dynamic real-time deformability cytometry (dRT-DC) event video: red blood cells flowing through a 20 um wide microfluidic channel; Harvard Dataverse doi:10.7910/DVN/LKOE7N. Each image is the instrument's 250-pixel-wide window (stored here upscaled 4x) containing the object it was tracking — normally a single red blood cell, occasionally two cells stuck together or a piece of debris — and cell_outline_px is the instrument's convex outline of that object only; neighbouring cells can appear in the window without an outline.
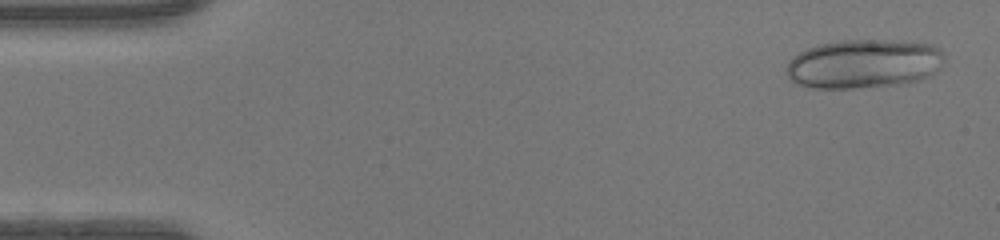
{"species": "human", "species_latin": "Homo sapiens", "temperature_condition": "warm", "stored_images_in_passage": 46, "camera_frame_rate_fps": 3000, "um_per_image_px": 0.085, "donor": {"sex": "female"}, "frame": {"image": 1, "passage_image": 2, "time_ms": 0.333, "image_size_px": [1000, 240], "cell_outline_px": [[944, 64], [936, 72], [928, 76], [916, 80], [900, 84], [852, 88], [816, 88], [796, 84], [788, 76], [788, 60], [792, 56], [816, 44], [840, 40], [884, 40], [932, 44], [940, 48], [944, 52]], "centroid_in_image_um": [73.44, 5.41], "position_along_channel_um": 11.6, "area_um2": 45.2}}
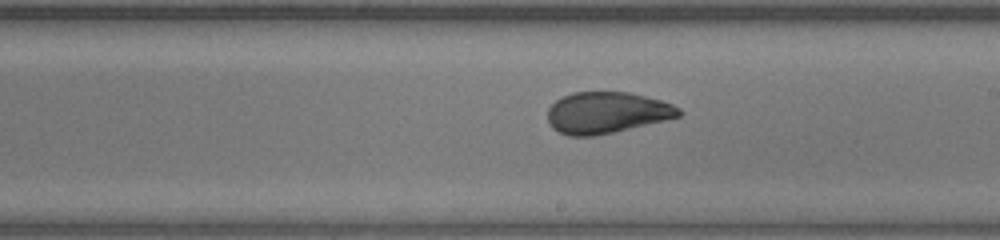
{"frame": {"image": 2, "passage_image": 26, "time_ms": 8.333, "image_size_px": [1000, 240], "cell_outline_px": [[684, 112], [680, 116], [664, 120], [596, 136], [568, 136], [552, 128], [548, 120], [548, 108], [556, 100], [572, 92], [628, 92], [660, 100], [672, 104], [680, 108]], "centroid_in_image_um": [51.56, 9.58], "position_along_channel_um": 237.4, "area_um2": 31.5}}
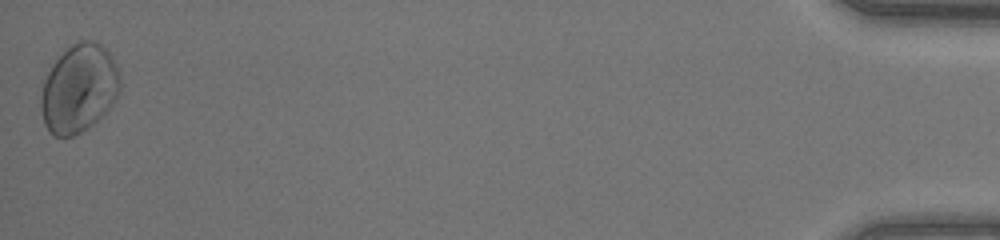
{"frame": {"image": 3, "passage_image": 46, "time_ms": 15.0, "image_size_px": [1000, 240], "cell_outline_px": [[120, 88], [116, 100], [88, 128], [72, 136], [52, 136], [48, 132], [44, 124], [40, 108], [40, 96], [44, 80], [52, 64], [76, 40], [92, 40], [100, 44], [112, 56], [116, 64], [120, 76]], "centroid_in_image_um": [6.69, 7.52], "position_along_channel_um": 428.5, "area_um2": 40.75}, "authors_computed_cell_mechanics": {"area_um2": 34.1598, "velocity_mm_per_s": 4.3994, "shape_relaxation_time_tau1_ms": 10.2816, "shape_relaxation_time_tau2_ms": null, "deformation_change_tau1": 0.24, "deformation_change_tau2": null}}